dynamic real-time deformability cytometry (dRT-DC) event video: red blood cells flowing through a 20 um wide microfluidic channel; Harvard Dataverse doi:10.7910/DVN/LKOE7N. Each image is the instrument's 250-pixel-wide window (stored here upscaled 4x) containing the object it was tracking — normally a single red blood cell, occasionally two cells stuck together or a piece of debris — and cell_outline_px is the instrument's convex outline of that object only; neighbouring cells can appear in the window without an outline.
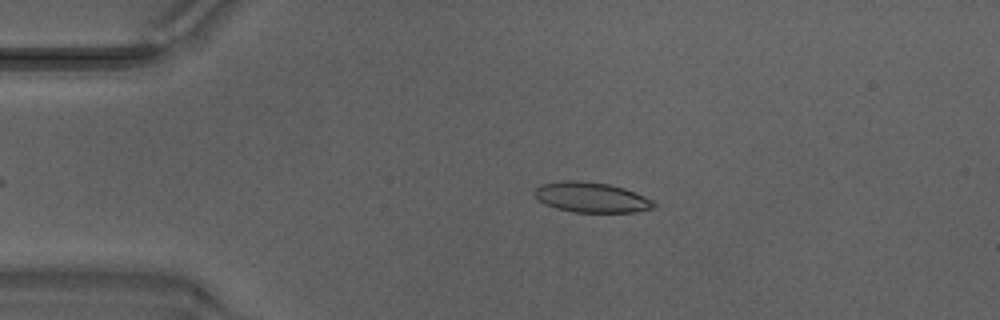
{"species": "Egyptian fruit bat (a non-hibernating species)", "species_latin": "Rousettus aegyptiacus", "temperature_condition": "warm", "stored_images_in_passage": 38, "camera_frame_rate_fps": 3000, "um_per_image_px": 0.085, "animal": {"sex": "male"}, "frame": {"image": 1, "passage_image": 5, "time_ms": 1.333, "image_size_px": [1000, 320], "cell_outline_px": [[656, 208], [636, 212], [572, 212], [556, 208], [544, 204], [532, 192], [540, 184], [560, 180], [580, 180], [608, 184], [624, 188], [644, 196], [652, 200], [656, 204]], "centroid_in_image_um": [50.25, 16.77], "position_along_channel_um": 34.7, "area_um2": 21.15}}
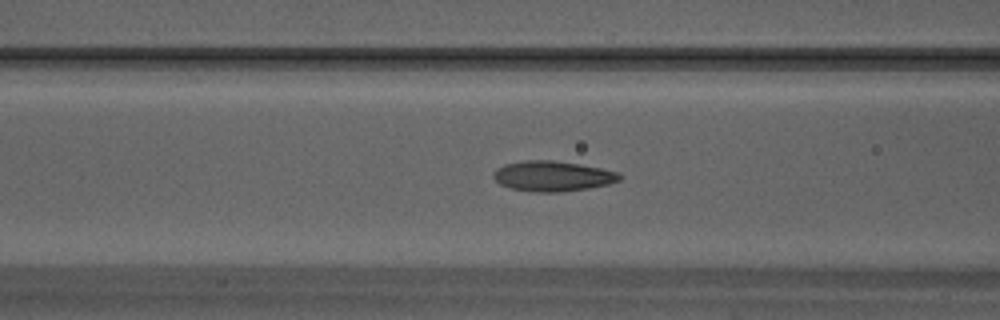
{"frame": {"image": 2, "passage_image": 14, "time_ms": 4.333, "image_size_px": [1000, 320], "cell_outline_px": [[620, 180], [608, 184], [588, 188], [564, 192], [536, 192], [508, 188], [500, 184], [492, 176], [492, 172], [496, 168], [504, 164], [524, 160], [552, 160], [580, 164], [600, 168], [616, 172], [620, 176]], "centroid_in_image_um": [46.91, 14.97], "position_along_channel_um": 119.7, "area_um2": 22.31}}
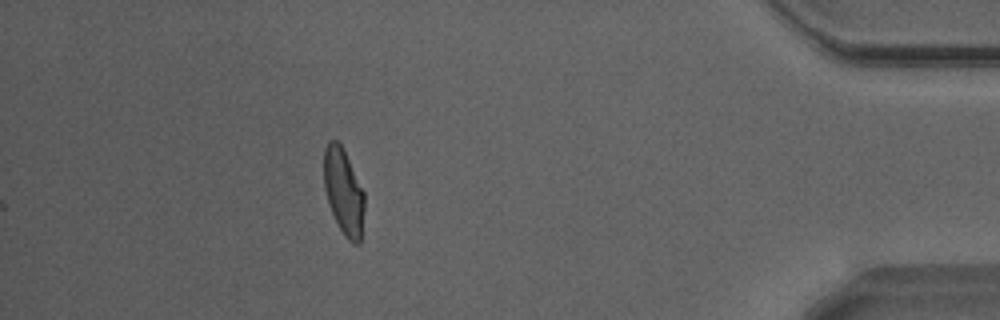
{"frame": {"image": 3, "passage_image": 38, "time_ms": 12.333, "image_size_px": [1000, 320], "cell_outline_px": [[364, 208], [360, 244], [352, 244], [344, 236], [328, 204], [324, 188], [324, 148], [328, 140], [336, 140], [340, 144], [364, 192]], "centroid_in_image_um": [29.19, 16.32], "position_along_channel_um": 406.0, "area_um2": 20.11}, "authors_computed_cell_mechanics": {"area_um2": 20.8658, "velocity_mm_per_s": 4.2314, "shape_relaxation_time_tau1_ms": 4.1374, "shape_relaxation_time_tau2_ms": 1.1551, "deformation_change_tau1": 0.1682, "deformation_change_tau2": 0.0759}}